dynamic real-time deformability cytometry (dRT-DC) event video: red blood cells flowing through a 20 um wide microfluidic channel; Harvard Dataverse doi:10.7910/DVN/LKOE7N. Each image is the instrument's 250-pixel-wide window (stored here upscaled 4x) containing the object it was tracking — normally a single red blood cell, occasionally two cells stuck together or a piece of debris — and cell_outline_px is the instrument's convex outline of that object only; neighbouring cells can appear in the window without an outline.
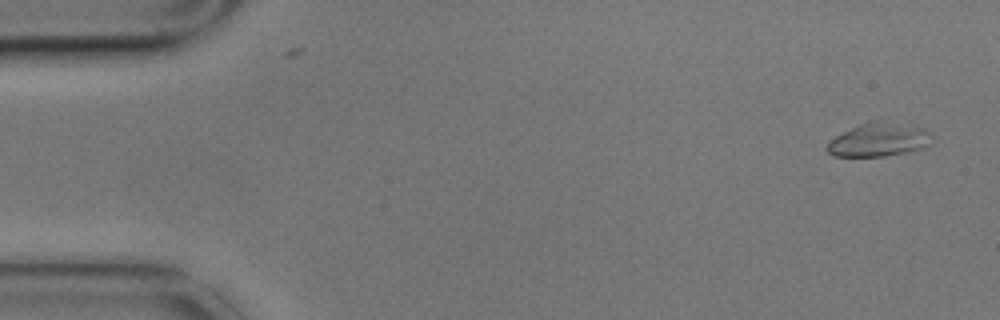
{"species": "common noctule bat (a hibernating species)", "species_latin": "Nyctalus noctula", "temperature_condition": "cold", "stored_images_in_passage": 5, "camera_frame_rate_fps": 3000, "um_per_image_px": 0.085, "animal": {"sex": "male", "body_mass_g": 17.9}, "frame": {"image": 1, "passage_image": 1, "time_ms": 0.0, "image_size_px": [1000, 320], "cell_outline_px": [[932, 144], [924, 148], [884, 156], [832, 156], [824, 148], [828, 140], [868, 120], [876, 120], [912, 124], [924, 128], [928, 132]], "centroid_in_image_um": [74.69, 11.86], "position_along_channel_um": 10.3, "area_um2": 20.69}}